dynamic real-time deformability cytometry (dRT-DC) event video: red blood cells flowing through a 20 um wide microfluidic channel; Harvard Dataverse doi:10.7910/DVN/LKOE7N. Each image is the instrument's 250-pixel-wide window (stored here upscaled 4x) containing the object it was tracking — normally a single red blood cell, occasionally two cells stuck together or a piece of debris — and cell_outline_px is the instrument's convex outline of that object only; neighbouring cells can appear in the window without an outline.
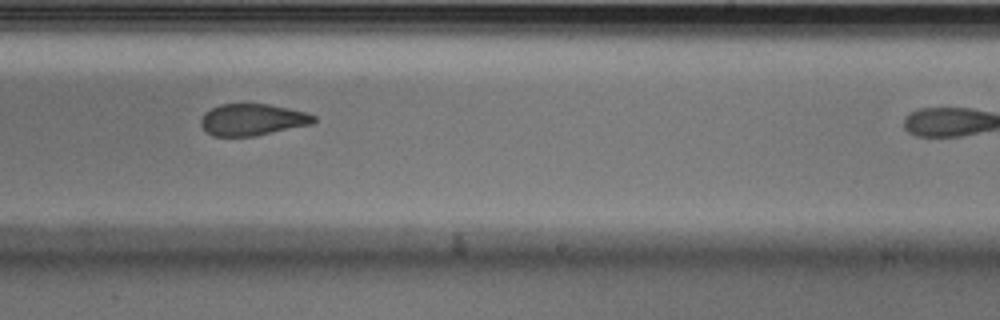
{"species": "Egyptian fruit bat (a non-hibernating species)", "species_latin": "Rousettus aegyptiacus", "temperature_condition": "cold", "stored_images_in_passage": 10, "camera_frame_rate_fps": 3000, "um_per_image_px": 0.085, "animal": {"sex": "male"}, "frame": {"image": 1, "passage_image": 9, "time_ms": 2.667, "image_size_px": [1000, 320], "cell_outline_px": [[316, 120], [312, 124], [256, 136], [212, 136], [200, 124], [200, 120], [204, 112], [220, 104], [268, 104], [308, 112], [316, 116]], "centroid_in_image_um": [21.47, 10.17], "position_along_channel_um": 267.5, "area_um2": 20.92}}